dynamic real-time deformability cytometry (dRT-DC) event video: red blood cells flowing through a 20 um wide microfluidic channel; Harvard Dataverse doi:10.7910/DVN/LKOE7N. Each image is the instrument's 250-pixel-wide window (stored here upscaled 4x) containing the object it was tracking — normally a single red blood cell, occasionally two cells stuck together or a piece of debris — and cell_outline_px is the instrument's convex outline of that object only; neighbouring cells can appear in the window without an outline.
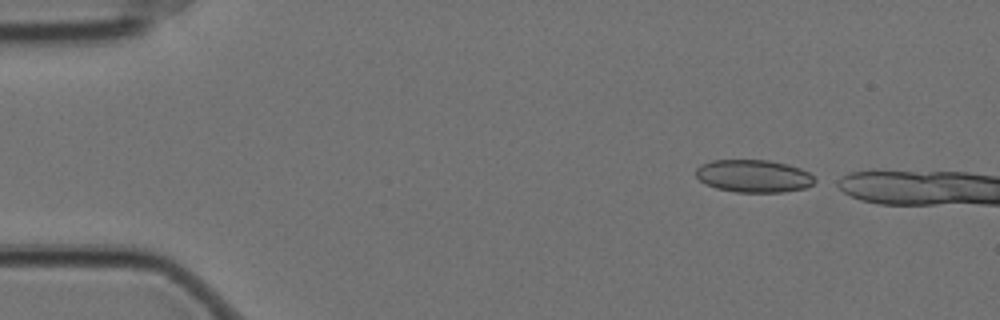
{"species": "Egyptian fruit bat (a non-hibernating species)", "species_latin": "Rousettus aegyptiacus", "temperature_condition": "cold", "stored_images_in_passage": 8, "camera_frame_rate_fps": 3000, "um_per_image_px": 0.085, "animal": {"sex": "female"}, "frame": {"image": 1, "passage_image": 1, "time_ms": 0.0, "image_size_px": [1000, 320], "cell_outline_px": [[820, 180], [804, 188], [784, 192], [736, 192], [716, 188], [700, 180], [696, 176], [696, 168], [700, 164], [712, 160], [768, 160], [788, 164], [800, 168], [808, 172]], "centroid_in_image_um": [64.09, 14.96], "position_along_channel_um": 20.9, "area_um2": 22.72}}